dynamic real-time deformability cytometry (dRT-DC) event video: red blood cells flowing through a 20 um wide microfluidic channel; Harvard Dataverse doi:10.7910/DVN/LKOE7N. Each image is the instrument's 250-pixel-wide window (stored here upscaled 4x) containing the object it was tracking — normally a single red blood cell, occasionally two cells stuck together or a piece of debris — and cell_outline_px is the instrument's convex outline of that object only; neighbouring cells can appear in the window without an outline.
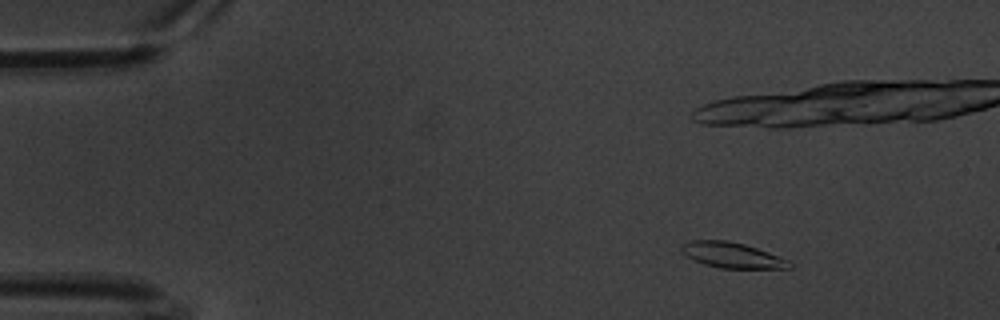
{"species": "common noctule bat (a hibernating species)", "species_latin": "Nyctalus noctula", "temperature_condition": "warm", "stored_images_in_passage": 21, "camera_frame_rate_fps": 3000, "um_per_image_px": 0.085, "animal": {"sex": "male", "body_mass_g": 20.1, "forearm_length_mm": 53.5}, "frame": {"image": 1, "passage_image": 4, "time_ms": 1.0, "image_size_px": [1000, 320], "cell_outline_px": [[792, 268], [720, 268], [704, 264], [680, 252], [680, 244], [688, 240], [728, 240], [744, 244], [768, 252], [788, 260], [792, 264]], "centroid_in_image_um": [62.18, 21.67], "position_along_channel_um": 22.8, "area_um2": 16.01}}